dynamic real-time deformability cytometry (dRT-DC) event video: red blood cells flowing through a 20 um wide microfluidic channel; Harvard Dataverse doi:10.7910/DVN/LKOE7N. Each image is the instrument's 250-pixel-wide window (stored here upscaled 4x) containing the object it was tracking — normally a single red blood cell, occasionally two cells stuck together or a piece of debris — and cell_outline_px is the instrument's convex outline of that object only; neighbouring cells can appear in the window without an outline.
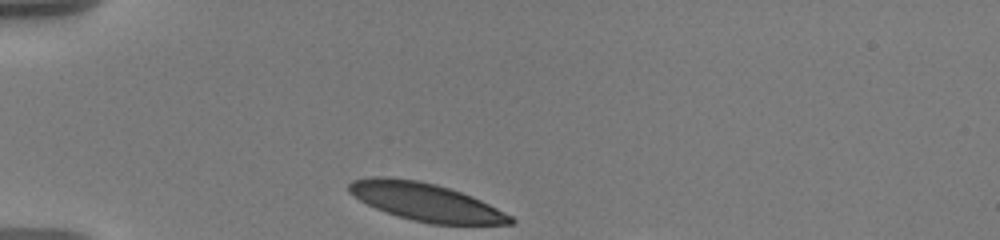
{"species": "human", "species_latin": "Homo sapiens", "temperature_condition": "warm", "stored_images_in_passage": 34, "camera_frame_rate_fps": 3000, "um_per_image_px": 0.085, "donor": {"sex": "male"}, "frame": {"image": 1, "passage_image": 1, "time_ms": 0.0, "image_size_px": [1000, 240], "cell_outline_px": [[516, 224], [432, 224], [412, 220], [396, 216], [376, 208], [352, 196], [348, 192], [348, 184], [352, 180], [372, 176], [384, 176], [416, 180], [436, 184], [472, 196], [512, 216], [516, 220]], "centroid_in_image_um": [36.16, 17.16], "position_along_channel_um": 48.8, "area_um2": 35.55}}
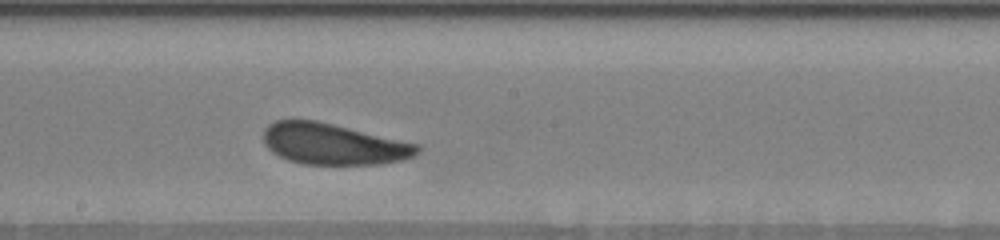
{"frame": {"image": 2, "passage_image": 18, "time_ms": 5.667, "image_size_px": [1000, 240], "cell_outline_px": [[420, 152], [412, 156], [400, 160], [384, 164], [304, 164], [288, 160], [272, 152], [264, 144], [264, 128], [268, 124], [276, 120], [316, 120], [420, 144]], "centroid_in_image_um": [28.33, 12.24], "position_along_channel_um": 219.9, "area_um2": 36.88}}
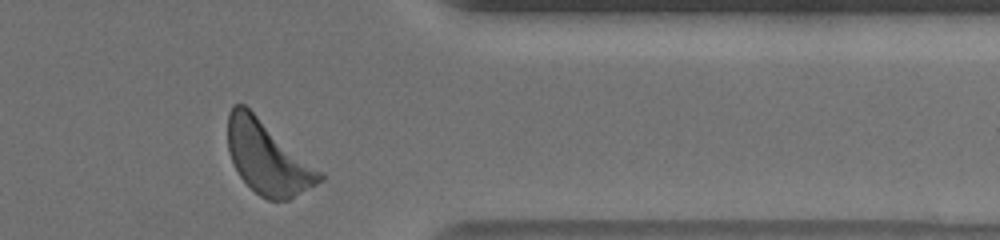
{"frame": {"image": 3, "passage_image": 33, "time_ms": 10.667, "image_size_px": [1000, 240], "cell_outline_px": [[324, 180], [288, 200], [268, 200], [260, 196], [240, 176], [228, 152], [228, 112], [232, 104], [244, 104], [320, 172], [324, 176]], "centroid_in_image_um": [22.7, 13.41], "position_along_channel_um": 388.7, "area_um2": 37.92}, "authors_computed_cell_mechanics": {"area_um2": 37.7145, "velocity_mm_per_s": 3.5206, "shape_relaxation_time_tau1_ms": 2.5884, "shape_relaxation_time_tau2_ms": 6.2694, "deformation_change_tau1": 0.1204, "deformation_change_tau2": 0.1387}}